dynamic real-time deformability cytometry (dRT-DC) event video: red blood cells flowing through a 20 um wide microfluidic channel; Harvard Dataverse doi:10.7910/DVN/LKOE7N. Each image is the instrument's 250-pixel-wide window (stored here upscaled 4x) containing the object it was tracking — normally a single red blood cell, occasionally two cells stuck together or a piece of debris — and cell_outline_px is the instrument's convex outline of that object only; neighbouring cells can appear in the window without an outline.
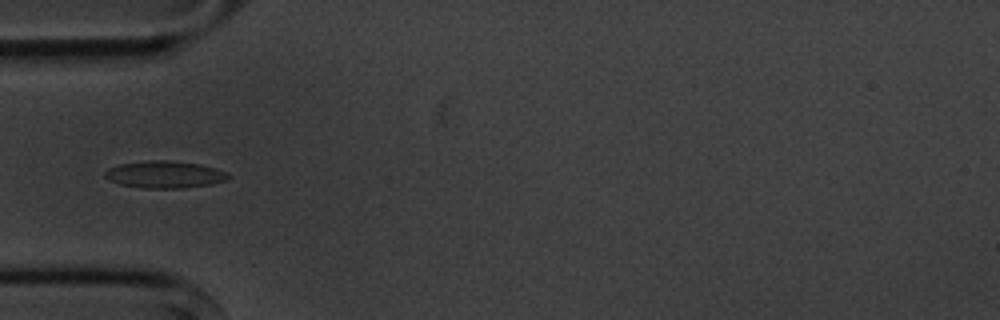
{"species": "common noctule bat (a hibernating species)", "species_latin": "Nyctalus noctula", "temperature_condition": "cold", "stored_images_in_passage": 8, "camera_frame_rate_fps": 3000, "um_per_image_px": 0.085, "animal": {"sex": "male", "body_mass_g": 20.1, "forearm_length_mm": 53.5}, "frame": {"image": 1, "passage_image": 5, "time_ms": 4.667, "image_size_px": [1000, 320], "cell_outline_px": [[232, 176], [228, 180], [212, 184], [184, 188], [140, 188], [120, 184], [108, 180], [104, 176], [104, 172], [108, 168], [120, 164], [152, 160], [172, 160], [200, 164], [216, 168]], "centroid_in_image_um": [14.01, 14.84], "position_along_channel_um": 71.0, "area_um2": 19.65}}
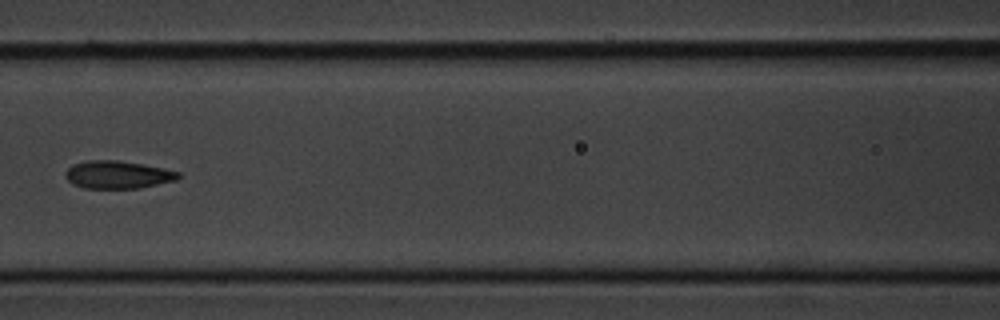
{"frame": {"image": 2, "passage_image": 7, "time_ms": 7.0, "image_size_px": [1000, 320], "cell_outline_px": [[180, 176], [176, 180], [140, 188], [84, 188], [72, 184], [64, 176], [64, 172], [72, 164], [88, 160], [116, 160], [164, 168], [180, 172]], "centroid_in_image_um": [9.97, 14.85], "position_along_channel_um": 156.6, "area_um2": 18.26}}
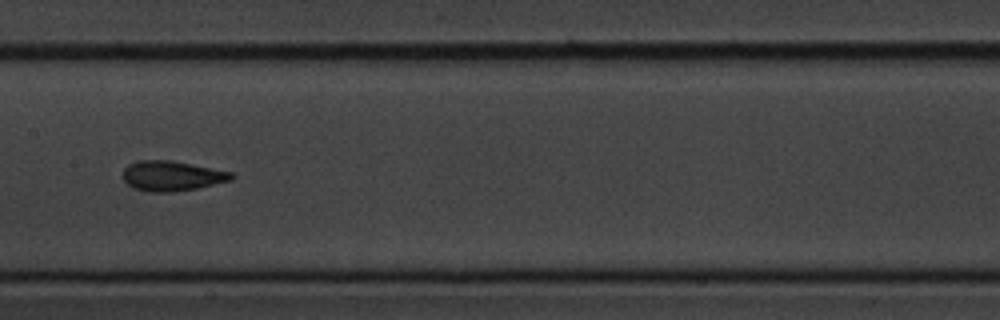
{"frame": {"image": 3, "passage_image": 8, "time_ms": 8.0, "image_size_px": [1000, 320], "cell_outline_px": [[236, 176], [232, 180], [196, 188], [172, 192], [148, 192], [132, 188], [120, 176], [124, 168], [128, 164], [136, 160], [172, 160], [232, 172]], "centroid_in_image_um": [14.56, 14.95], "position_along_channel_um": 192.8, "area_um2": 19.25}}